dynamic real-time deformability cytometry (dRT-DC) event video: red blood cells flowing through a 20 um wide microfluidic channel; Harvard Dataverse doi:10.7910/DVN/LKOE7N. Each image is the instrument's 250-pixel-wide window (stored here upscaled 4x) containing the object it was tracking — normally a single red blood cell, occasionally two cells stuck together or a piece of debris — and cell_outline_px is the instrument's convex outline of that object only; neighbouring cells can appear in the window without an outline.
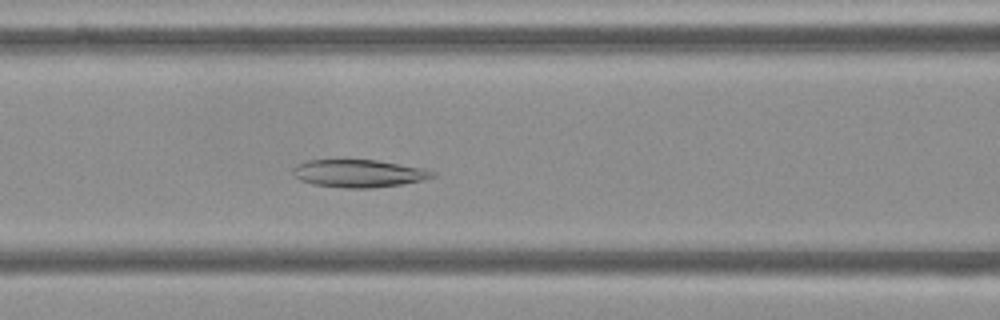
{"species": "Egyptian fruit bat (a non-hibernating species)", "species_latin": "Rousettus aegyptiacus", "temperature_condition": "cold", "stored_images_in_passage": 54, "camera_frame_rate_fps": 3000, "um_per_image_px": 0.085, "frame": {"image": 1, "passage_image": 22, "time_ms": 7.0, "image_size_px": [1000, 320], "cell_outline_px": [[436, 176], [424, 180], [400, 184], [372, 188], [344, 188], [312, 184], [300, 180], [292, 172], [292, 168], [296, 164], [308, 160], [376, 160], [424, 168], [436, 172]], "centroid_in_image_um": [30.5, 14.74], "position_along_channel_um": 136.1, "area_um2": 22.54}}
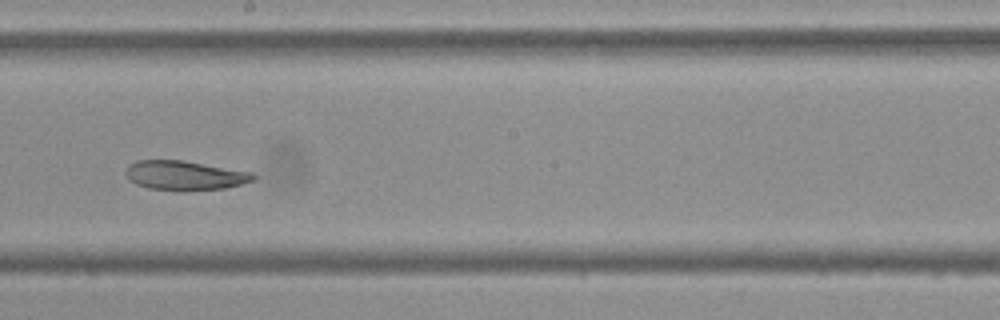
{"frame": {"image": 2, "passage_image": 30, "time_ms": 9.667, "image_size_px": [1000, 320], "cell_outline_px": [[256, 176], [252, 180], [240, 184], [224, 188], [184, 192], [180, 192], [148, 188], [136, 184], [128, 180], [124, 172], [124, 168], [128, 164], [136, 160], [184, 160], [252, 172]], "centroid_in_image_um": [15.63, 14.92], "position_along_channel_um": 232.6, "area_um2": 22.31}}
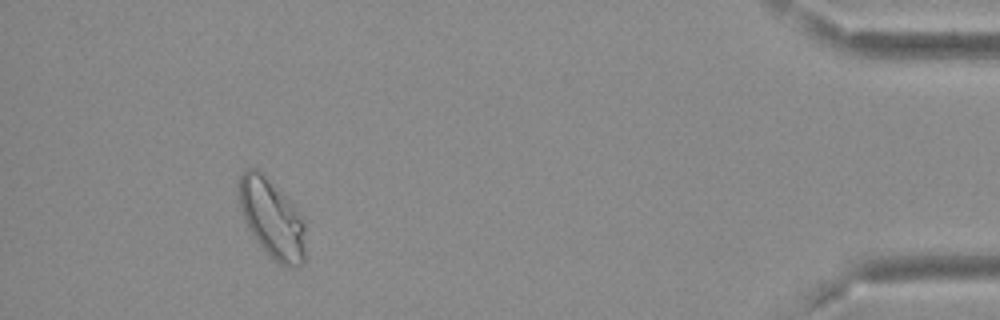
{"frame": {"image": 3, "passage_image": 50, "time_ms": 16.333, "image_size_px": [1000, 320], "cell_outline_px": [[304, 264], [296, 268], [288, 268], [280, 264], [268, 256], [256, 240], [248, 228], [244, 220], [240, 208], [236, 188], [236, 184], [244, 168], [256, 168], [296, 208], [304, 224]], "centroid_in_image_um": [23.06, 18.61], "position_along_channel_um": 412.1, "area_um2": 30.63}}